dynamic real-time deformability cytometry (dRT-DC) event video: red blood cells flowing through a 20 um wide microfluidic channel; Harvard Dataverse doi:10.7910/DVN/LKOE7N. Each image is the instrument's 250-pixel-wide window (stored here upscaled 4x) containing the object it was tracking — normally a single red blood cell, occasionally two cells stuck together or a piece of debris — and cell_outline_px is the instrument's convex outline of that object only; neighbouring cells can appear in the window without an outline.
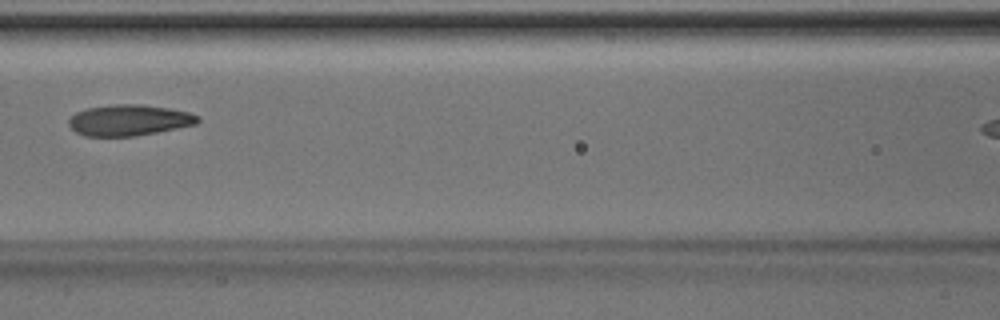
{"species": "Egyptian fruit bat (a non-hibernating species)", "species_latin": "Rousettus aegyptiacus", "temperature_condition": "room temperature", "stored_images_in_passage": 5, "camera_frame_rate_fps": 3000, "um_per_image_px": 0.085, "animal": {"sex": "male"}, "frame": {"image": 1, "passage_image": 4, "time_ms": 1.0, "image_size_px": [1000, 320], "cell_outline_px": [[200, 120], [196, 124], [136, 136], [84, 136], [76, 132], [68, 124], [68, 120], [76, 112], [88, 108], [112, 104], [140, 104], [168, 108], [188, 112], [200, 116]], "centroid_in_image_um": [10.96, 10.21], "position_along_channel_um": 155.6, "area_um2": 23.24}}